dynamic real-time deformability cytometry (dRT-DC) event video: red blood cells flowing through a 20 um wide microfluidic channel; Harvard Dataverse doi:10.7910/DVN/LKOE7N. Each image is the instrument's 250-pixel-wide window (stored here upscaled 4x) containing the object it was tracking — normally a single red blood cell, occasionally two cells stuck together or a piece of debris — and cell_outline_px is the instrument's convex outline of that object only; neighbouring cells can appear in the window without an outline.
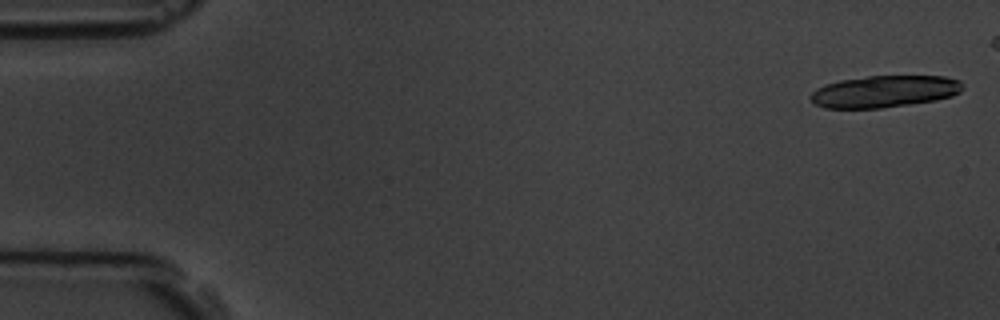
{"species": "common noctule bat (a hibernating species)", "species_latin": "Nyctalus noctula", "temperature_condition": "room temperature", "stored_images_in_passage": 9, "camera_frame_rate_fps": 3000, "um_per_image_px": 0.085, "animal": {"sex": "male", "body_mass_g": 19.5, "forearm_length_mm": 54.6}, "frame": {"image": 1, "passage_image": 1, "time_ms": 0.0, "image_size_px": [1000, 320], "cell_outline_px": [[964, 88], [960, 92], [952, 96], [936, 100], [880, 108], [824, 108], [816, 104], [808, 96], [816, 88], [824, 84], [840, 80], [868, 76], [944, 76], [960, 80], [964, 84]], "centroid_in_image_um": [75.19, 7.77], "position_along_channel_um": 9.8, "area_um2": 28.38}}
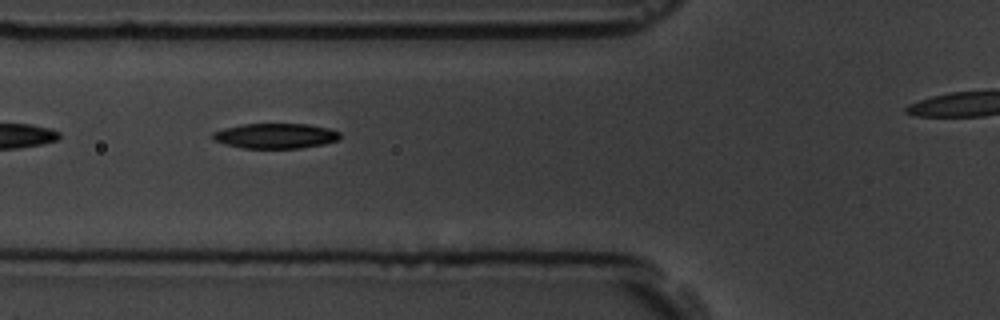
{"frame": {"image": 2, "passage_image": 7, "time_ms": 6.667, "image_size_px": [1000, 320], "cell_outline_px": [[340, 140], [324, 144], [300, 148], [244, 148], [224, 144], [216, 140], [212, 136], [212, 132], [224, 128], [244, 124], [308, 124], [328, 128], [340, 132]], "centroid_in_image_um": [23.45, 11.55], "position_along_channel_um": 102.4, "area_um2": 18.61}}